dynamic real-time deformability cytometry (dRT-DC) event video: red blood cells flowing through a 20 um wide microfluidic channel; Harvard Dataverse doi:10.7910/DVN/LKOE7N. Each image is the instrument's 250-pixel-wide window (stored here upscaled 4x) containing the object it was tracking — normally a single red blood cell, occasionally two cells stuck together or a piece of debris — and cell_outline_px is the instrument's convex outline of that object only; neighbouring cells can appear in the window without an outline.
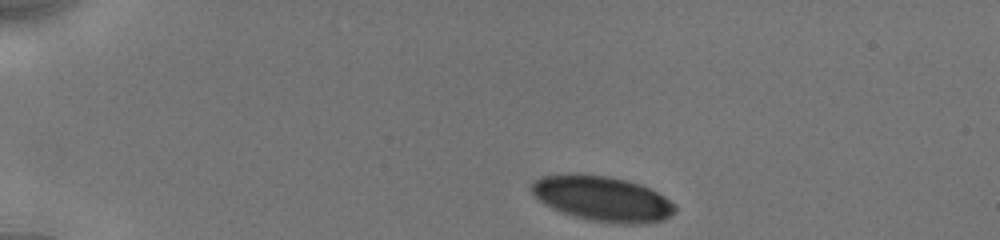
{"species": "human", "species_latin": "Homo sapiens", "temperature_condition": "cold", "stored_images_in_passage": 29, "camera_frame_rate_fps": 3000, "um_per_image_px": 0.085, "donor": {"sex": "male"}, "frame": {"image": 1, "passage_image": 1, "time_ms": 0.0, "image_size_px": [1000, 240], "cell_outline_px": [[676, 208], [668, 216], [660, 220], [644, 224], [616, 224], [588, 220], [560, 212], [544, 204], [532, 192], [532, 184], [540, 176], [572, 172], [576, 172], [608, 176], [628, 180], [640, 184], [664, 196]], "centroid_in_image_um": [51.15, 16.87], "position_along_channel_um": 33.8, "area_um2": 37.86}}
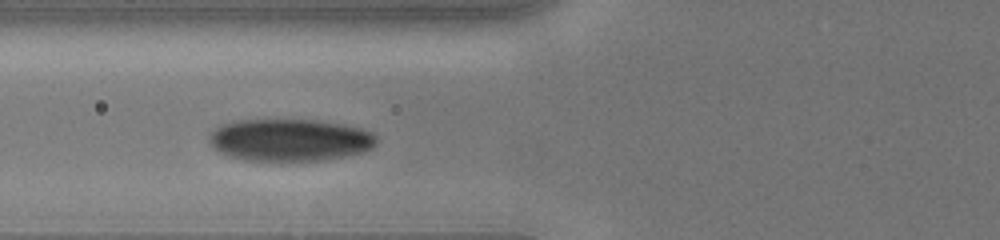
{"frame": {"image": 2, "passage_image": 15, "time_ms": 3.667, "image_size_px": [1000, 240], "cell_outline_px": [[376, 144], [372, 148], [364, 152], [324, 160], [240, 160], [228, 156], [212, 148], [208, 140], [208, 132], [220, 124], [236, 120], [316, 120], [344, 124], [360, 128], [372, 132], [376, 136]], "centroid_in_image_um": [24.58, 11.89], "position_along_channel_um": 101.2, "area_um2": 41.56}}
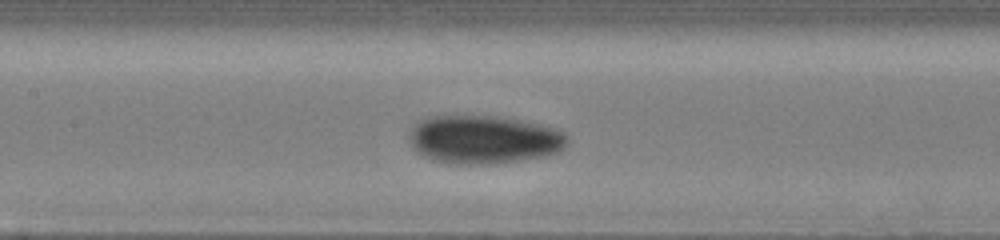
{"frame": {"image": 3, "passage_image": 24, "time_ms": 5.333, "image_size_px": [1000, 240], "cell_outline_px": [[568, 144], [560, 152], [548, 156], [500, 164], [460, 164], [432, 160], [416, 152], [412, 148], [408, 136], [408, 132], [420, 120], [428, 116], [444, 112], [496, 116], [524, 120], [556, 128], [564, 132], [568, 136]], "centroid_in_image_um": [41.11, 11.82], "position_along_channel_um": 166.3, "area_um2": 46.36}}